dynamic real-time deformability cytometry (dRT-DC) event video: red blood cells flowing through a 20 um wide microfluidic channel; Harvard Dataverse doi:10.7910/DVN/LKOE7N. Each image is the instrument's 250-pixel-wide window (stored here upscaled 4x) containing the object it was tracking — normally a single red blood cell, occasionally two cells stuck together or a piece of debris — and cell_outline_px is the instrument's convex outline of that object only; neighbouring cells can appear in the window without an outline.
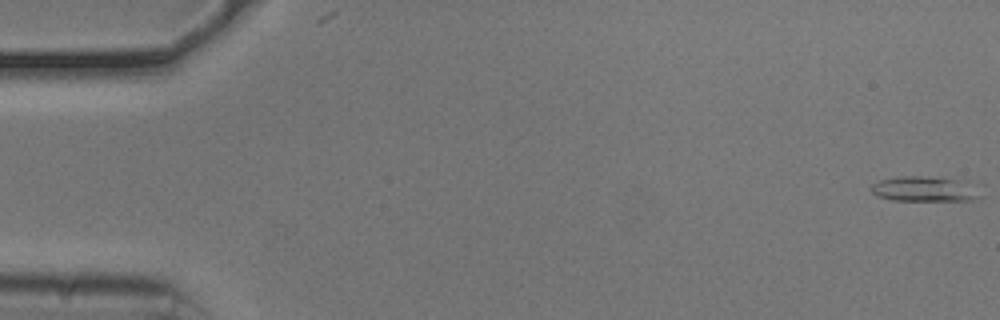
{"species": "common noctule bat (a hibernating species)", "species_latin": "Nyctalus noctula", "temperature_condition": "cold", "stored_images_in_passage": 7, "camera_frame_rate_fps": 3000, "um_per_image_px": 0.085, "animal": {"sex": "male", "body_mass_g": 20.5, "forearm_length_mm": 52.5}, "frame": {"image": 1, "passage_image": 1, "time_ms": 0.0, "image_size_px": [1000, 320], "cell_outline_px": [[984, 184], [980, 196], [972, 200], [892, 200], [876, 196], [868, 188], [872, 184], [880, 180], [900, 176], [920, 176], [968, 180]], "centroid_in_image_um": [78.74, 16.04], "position_along_channel_um": 6.3, "area_um2": 16.7}}